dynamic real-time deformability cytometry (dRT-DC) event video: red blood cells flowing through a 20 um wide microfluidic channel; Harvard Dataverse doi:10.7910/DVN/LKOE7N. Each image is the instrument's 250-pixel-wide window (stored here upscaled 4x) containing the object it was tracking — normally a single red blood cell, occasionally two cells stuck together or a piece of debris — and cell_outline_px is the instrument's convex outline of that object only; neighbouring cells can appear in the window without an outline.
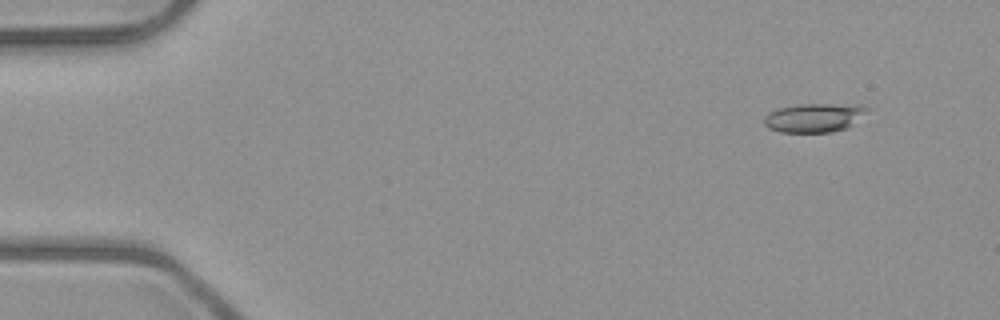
{"species": "common noctule bat (a hibernating species)", "species_latin": "Nyctalus noctula", "temperature_condition": "room temperature", "stored_images_in_passage": 6, "camera_frame_rate_fps": 3000, "um_per_image_px": 0.085, "animal": {"sex": "male", "body_mass_g": 23.1, "forearm_length_mm": 52.7}, "frame": {"image": 1, "passage_image": 1, "time_ms": 0.0, "image_size_px": [1000, 320], "cell_outline_px": [[876, 108], [848, 128], [832, 132], [780, 132], [768, 128], [764, 124], [764, 116], [768, 112], [776, 108], [800, 104], [860, 104]], "centroid_in_image_um": [69.31, 9.98], "position_along_channel_um": 15.7, "area_um2": 18.03}}
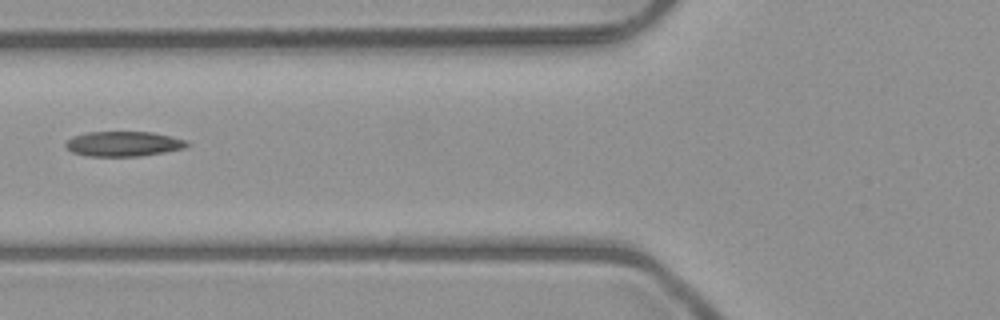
{"frame": {"image": 2, "passage_image": 5, "time_ms": 5.333, "image_size_px": [1000, 320], "cell_outline_px": [[192, 144], [184, 148], [164, 152], [140, 156], [84, 156], [72, 152], [64, 144], [72, 136], [88, 132], [152, 132], [188, 140]], "centroid_in_image_um": [10.51, 12.23], "position_along_channel_um": 115.3, "area_um2": 17.74}}
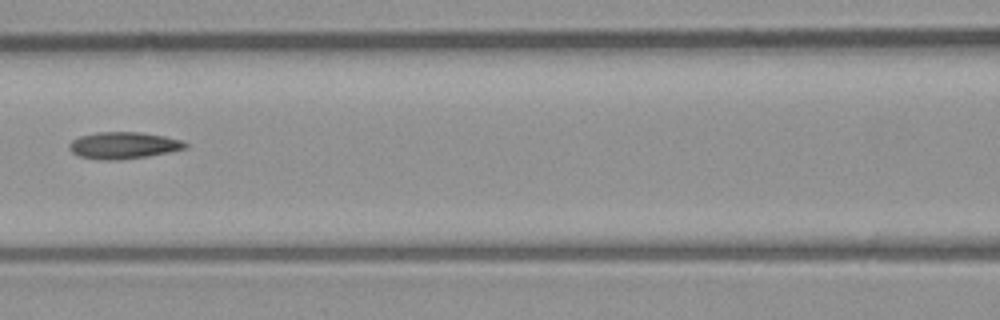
{"frame": {"image": 3, "passage_image": 6, "time_ms": 6.333, "image_size_px": [1000, 320], "cell_outline_px": [[188, 148], [148, 156], [120, 160], [100, 160], [80, 156], [72, 152], [68, 148], [68, 144], [72, 140], [80, 136], [96, 132], [140, 132], [164, 136], [180, 140], [188, 144]], "centroid_in_image_um": [10.48, 12.36], "position_along_channel_um": 156.1, "area_um2": 18.15}}